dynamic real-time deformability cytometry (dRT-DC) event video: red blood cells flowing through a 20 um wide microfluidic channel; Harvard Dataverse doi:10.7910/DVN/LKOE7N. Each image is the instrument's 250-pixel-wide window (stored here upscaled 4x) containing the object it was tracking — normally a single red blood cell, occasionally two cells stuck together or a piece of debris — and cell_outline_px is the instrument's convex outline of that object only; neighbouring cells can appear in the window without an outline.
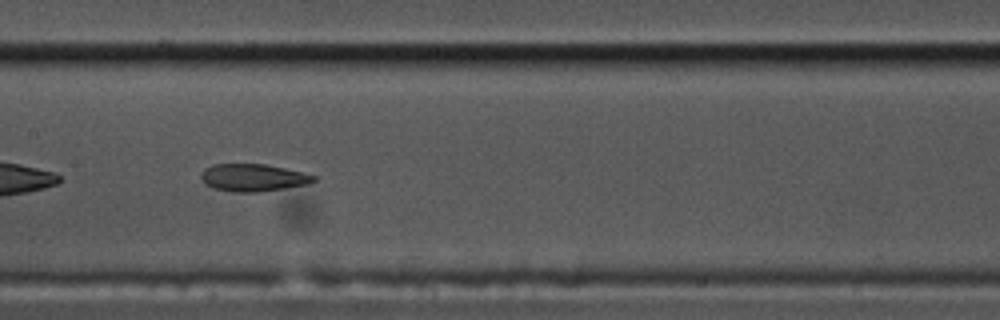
{"species": "common noctule bat (a hibernating species)", "species_latin": "Nyctalus noctula", "temperature_condition": "cold", "stored_images_in_passage": 41, "segment_of_instrument_passage": [1, 2], "camera_frame_rate_fps": 3000, "um_per_image_px": 0.085, "animal": {"sex": "male", "body_mass_g": 17.5, "forearm_length_mm": 52.3}, "frame": {"image": 1, "passage_image": 12, "time_ms": 3.667, "image_size_px": [1000, 320], "cell_outline_px": [[316, 180], [308, 184], [284, 188], [256, 192], [236, 192], [216, 188], [204, 184], [200, 176], [200, 172], [204, 168], [212, 164], [264, 164], [284, 168], [316, 176]], "centroid_in_image_um": [21.47, 15.09], "position_along_channel_um": 185.9, "area_um2": 17.86}}